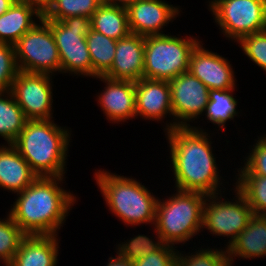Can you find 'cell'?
I'll use <instances>...</instances> for the list:
<instances>
[{"instance_id": "f1b7e54d", "label": "cell", "mask_w": 266, "mask_h": 266, "mask_svg": "<svg viewBox=\"0 0 266 266\" xmlns=\"http://www.w3.org/2000/svg\"><path fill=\"white\" fill-rule=\"evenodd\" d=\"M101 5V0H55L42 19L62 21L72 16L90 18Z\"/></svg>"}, {"instance_id": "6da1fadb", "label": "cell", "mask_w": 266, "mask_h": 266, "mask_svg": "<svg viewBox=\"0 0 266 266\" xmlns=\"http://www.w3.org/2000/svg\"><path fill=\"white\" fill-rule=\"evenodd\" d=\"M209 131L203 126L193 125L175 127L164 133L169 144L168 162L169 167L172 166L171 177L174 176L173 189L200 192L209 196L224 192L226 184L231 185L229 181H225L227 176L223 177L218 169L220 164H217L218 157L214 153L216 150L212 147L215 142L212 137L217 132Z\"/></svg>"}, {"instance_id": "8fae6325", "label": "cell", "mask_w": 266, "mask_h": 266, "mask_svg": "<svg viewBox=\"0 0 266 266\" xmlns=\"http://www.w3.org/2000/svg\"><path fill=\"white\" fill-rule=\"evenodd\" d=\"M54 78L49 74L18 72L10 92L28 120L55 119Z\"/></svg>"}, {"instance_id": "ba28073f", "label": "cell", "mask_w": 266, "mask_h": 266, "mask_svg": "<svg viewBox=\"0 0 266 266\" xmlns=\"http://www.w3.org/2000/svg\"><path fill=\"white\" fill-rule=\"evenodd\" d=\"M232 186L229 193L224 191L207 196L203 204L202 232L207 230V234L215 238L226 237L224 249L232 244L254 215L246 198L233 182ZM227 194L232 195V198L226 197Z\"/></svg>"}, {"instance_id": "d6986e66", "label": "cell", "mask_w": 266, "mask_h": 266, "mask_svg": "<svg viewBox=\"0 0 266 266\" xmlns=\"http://www.w3.org/2000/svg\"><path fill=\"white\" fill-rule=\"evenodd\" d=\"M38 178L13 144H0V187L19 193Z\"/></svg>"}, {"instance_id": "ac0fdd59", "label": "cell", "mask_w": 266, "mask_h": 266, "mask_svg": "<svg viewBox=\"0 0 266 266\" xmlns=\"http://www.w3.org/2000/svg\"><path fill=\"white\" fill-rule=\"evenodd\" d=\"M59 235H26L8 266H57Z\"/></svg>"}, {"instance_id": "d4e9b609", "label": "cell", "mask_w": 266, "mask_h": 266, "mask_svg": "<svg viewBox=\"0 0 266 266\" xmlns=\"http://www.w3.org/2000/svg\"><path fill=\"white\" fill-rule=\"evenodd\" d=\"M27 118L10 91H0V138L13 144L24 129Z\"/></svg>"}, {"instance_id": "8d00e7d4", "label": "cell", "mask_w": 266, "mask_h": 266, "mask_svg": "<svg viewBox=\"0 0 266 266\" xmlns=\"http://www.w3.org/2000/svg\"><path fill=\"white\" fill-rule=\"evenodd\" d=\"M16 0H0V16L5 13Z\"/></svg>"}, {"instance_id": "3957f363", "label": "cell", "mask_w": 266, "mask_h": 266, "mask_svg": "<svg viewBox=\"0 0 266 266\" xmlns=\"http://www.w3.org/2000/svg\"><path fill=\"white\" fill-rule=\"evenodd\" d=\"M56 119L27 120L13 145L38 177H65L73 138Z\"/></svg>"}, {"instance_id": "7c38bea8", "label": "cell", "mask_w": 266, "mask_h": 266, "mask_svg": "<svg viewBox=\"0 0 266 266\" xmlns=\"http://www.w3.org/2000/svg\"><path fill=\"white\" fill-rule=\"evenodd\" d=\"M169 84L173 129L198 124L197 121L204 116L209 101L208 87L189 71L173 78Z\"/></svg>"}, {"instance_id": "603a6c76", "label": "cell", "mask_w": 266, "mask_h": 266, "mask_svg": "<svg viewBox=\"0 0 266 266\" xmlns=\"http://www.w3.org/2000/svg\"><path fill=\"white\" fill-rule=\"evenodd\" d=\"M236 91L235 89H227V90H209V101L204 112L205 120L208 123H211L215 126L213 132L216 130L218 135L220 134L218 131L220 130L227 132L225 129L226 123L229 121H233L236 116L239 117L242 110H238V100L235 98L233 94ZM217 126V127H216ZM218 128V130H217Z\"/></svg>"}, {"instance_id": "f546056e", "label": "cell", "mask_w": 266, "mask_h": 266, "mask_svg": "<svg viewBox=\"0 0 266 266\" xmlns=\"http://www.w3.org/2000/svg\"><path fill=\"white\" fill-rule=\"evenodd\" d=\"M25 236L8 212L4 218L0 217V261L4 266L12 262Z\"/></svg>"}, {"instance_id": "277c9868", "label": "cell", "mask_w": 266, "mask_h": 266, "mask_svg": "<svg viewBox=\"0 0 266 266\" xmlns=\"http://www.w3.org/2000/svg\"><path fill=\"white\" fill-rule=\"evenodd\" d=\"M93 180L105 206L127 227L154 226L158 196L135 177L118 175L107 169H95ZM151 225V226H150Z\"/></svg>"}, {"instance_id": "5bb4252c", "label": "cell", "mask_w": 266, "mask_h": 266, "mask_svg": "<svg viewBox=\"0 0 266 266\" xmlns=\"http://www.w3.org/2000/svg\"><path fill=\"white\" fill-rule=\"evenodd\" d=\"M180 7L166 0H136L127 8L130 32L141 36L164 35L163 30L185 13Z\"/></svg>"}, {"instance_id": "e575fe53", "label": "cell", "mask_w": 266, "mask_h": 266, "mask_svg": "<svg viewBox=\"0 0 266 266\" xmlns=\"http://www.w3.org/2000/svg\"><path fill=\"white\" fill-rule=\"evenodd\" d=\"M27 2L35 8L42 16H44L54 4L55 0H21Z\"/></svg>"}, {"instance_id": "d6a6232c", "label": "cell", "mask_w": 266, "mask_h": 266, "mask_svg": "<svg viewBox=\"0 0 266 266\" xmlns=\"http://www.w3.org/2000/svg\"><path fill=\"white\" fill-rule=\"evenodd\" d=\"M19 72L14 45L0 42V91H10Z\"/></svg>"}, {"instance_id": "4316f807", "label": "cell", "mask_w": 266, "mask_h": 266, "mask_svg": "<svg viewBox=\"0 0 266 266\" xmlns=\"http://www.w3.org/2000/svg\"><path fill=\"white\" fill-rule=\"evenodd\" d=\"M233 185L244 195L255 215L266 216V177L235 175Z\"/></svg>"}, {"instance_id": "9c48e42d", "label": "cell", "mask_w": 266, "mask_h": 266, "mask_svg": "<svg viewBox=\"0 0 266 266\" xmlns=\"http://www.w3.org/2000/svg\"><path fill=\"white\" fill-rule=\"evenodd\" d=\"M205 3L220 34L234 41L233 44L248 34L266 30V0H208Z\"/></svg>"}, {"instance_id": "8992f818", "label": "cell", "mask_w": 266, "mask_h": 266, "mask_svg": "<svg viewBox=\"0 0 266 266\" xmlns=\"http://www.w3.org/2000/svg\"><path fill=\"white\" fill-rule=\"evenodd\" d=\"M180 35L145 36L144 78L171 81L188 72L191 54L202 39Z\"/></svg>"}, {"instance_id": "4fadbf2b", "label": "cell", "mask_w": 266, "mask_h": 266, "mask_svg": "<svg viewBox=\"0 0 266 266\" xmlns=\"http://www.w3.org/2000/svg\"><path fill=\"white\" fill-rule=\"evenodd\" d=\"M136 119L161 122L163 131L173 129L169 81L141 78L135 82ZM171 118L168 119L167 118ZM168 119L166 123L164 119ZM169 121V122H168ZM165 126V127H164Z\"/></svg>"}, {"instance_id": "83f0119b", "label": "cell", "mask_w": 266, "mask_h": 266, "mask_svg": "<svg viewBox=\"0 0 266 266\" xmlns=\"http://www.w3.org/2000/svg\"><path fill=\"white\" fill-rule=\"evenodd\" d=\"M202 246L192 249L194 252L178 250L176 266H231L227 251L222 245L213 248Z\"/></svg>"}, {"instance_id": "ffe728a7", "label": "cell", "mask_w": 266, "mask_h": 266, "mask_svg": "<svg viewBox=\"0 0 266 266\" xmlns=\"http://www.w3.org/2000/svg\"><path fill=\"white\" fill-rule=\"evenodd\" d=\"M124 241V242H123ZM120 243L131 253L132 266H176L178 248L147 236H132Z\"/></svg>"}, {"instance_id": "7a4b0ae2", "label": "cell", "mask_w": 266, "mask_h": 266, "mask_svg": "<svg viewBox=\"0 0 266 266\" xmlns=\"http://www.w3.org/2000/svg\"><path fill=\"white\" fill-rule=\"evenodd\" d=\"M65 178L38 177L15 194L8 213L26 235H59L79 200L77 194L65 189Z\"/></svg>"}, {"instance_id": "52a82bcc", "label": "cell", "mask_w": 266, "mask_h": 266, "mask_svg": "<svg viewBox=\"0 0 266 266\" xmlns=\"http://www.w3.org/2000/svg\"><path fill=\"white\" fill-rule=\"evenodd\" d=\"M51 28L61 61V74L78 78H96L92 69L86 36L92 30L91 19L72 16L57 20H44Z\"/></svg>"}, {"instance_id": "4dcf8cb0", "label": "cell", "mask_w": 266, "mask_h": 266, "mask_svg": "<svg viewBox=\"0 0 266 266\" xmlns=\"http://www.w3.org/2000/svg\"><path fill=\"white\" fill-rule=\"evenodd\" d=\"M254 144L249 145L248 155L243 156L240 160V168H235V175H259L266 177V133L257 136ZM251 148V149H250ZM243 164V165H242ZM237 171V172H236Z\"/></svg>"}, {"instance_id": "7402d4cb", "label": "cell", "mask_w": 266, "mask_h": 266, "mask_svg": "<svg viewBox=\"0 0 266 266\" xmlns=\"http://www.w3.org/2000/svg\"><path fill=\"white\" fill-rule=\"evenodd\" d=\"M43 16L27 2L16 0L0 16V42L14 45L27 31L32 29Z\"/></svg>"}, {"instance_id": "836d02e7", "label": "cell", "mask_w": 266, "mask_h": 266, "mask_svg": "<svg viewBox=\"0 0 266 266\" xmlns=\"http://www.w3.org/2000/svg\"><path fill=\"white\" fill-rule=\"evenodd\" d=\"M116 255H110L106 266H132L131 253L119 242L114 245Z\"/></svg>"}, {"instance_id": "30bf717a", "label": "cell", "mask_w": 266, "mask_h": 266, "mask_svg": "<svg viewBox=\"0 0 266 266\" xmlns=\"http://www.w3.org/2000/svg\"><path fill=\"white\" fill-rule=\"evenodd\" d=\"M19 71L28 73L61 74V61L50 26L42 19L15 44Z\"/></svg>"}, {"instance_id": "d590c367", "label": "cell", "mask_w": 266, "mask_h": 266, "mask_svg": "<svg viewBox=\"0 0 266 266\" xmlns=\"http://www.w3.org/2000/svg\"><path fill=\"white\" fill-rule=\"evenodd\" d=\"M135 1L136 0H101V3L103 5L119 6V7L128 8Z\"/></svg>"}, {"instance_id": "44dd1931", "label": "cell", "mask_w": 266, "mask_h": 266, "mask_svg": "<svg viewBox=\"0 0 266 266\" xmlns=\"http://www.w3.org/2000/svg\"><path fill=\"white\" fill-rule=\"evenodd\" d=\"M226 251L231 266L235 259L249 261L266 257V216L254 214Z\"/></svg>"}, {"instance_id": "484cf974", "label": "cell", "mask_w": 266, "mask_h": 266, "mask_svg": "<svg viewBox=\"0 0 266 266\" xmlns=\"http://www.w3.org/2000/svg\"><path fill=\"white\" fill-rule=\"evenodd\" d=\"M93 71L104 75L112 66L116 51L117 40L91 30L86 36Z\"/></svg>"}, {"instance_id": "5b68a950", "label": "cell", "mask_w": 266, "mask_h": 266, "mask_svg": "<svg viewBox=\"0 0 266 266\" xmlns=\"http://www.w3.org/2000/svg\"><path fill=\"white\" fill-rule=\"evenodd\" d=\"M206 197V194L200 192L177 189H174L170 196L166 195L162 199L159 197L152 236H134H147L153 241L182 249L180 247L187 246V242H193V238L202 233L203 204ZM180 244L181 246H178Z\"/></svg>"}, {"instance_id": "1f68e13d", "label": "cell", "mask_w": 266, "mask_h": 266, "mask_svg": "<svg viewBox=\"0 0 266 266\" xmlns=\"http://www.w3.org/2000/svg\"><path fill=\"white\" fill-rule=\"evenodd\" d=\"M242 53L266 74V30L248 34L237 43Z\"/></svg>"}, {"instance_id": "e0dca14e", "label": "cell", "mask_w": 266, "mask_h": 266, "mask_svg": "<svg viewBox=\"0 0 266 266\" xmlns=\"http://www.w3.org/2000/svg\"><path fill=\"white\" fill-rule=\"evenodd\" d=\"M145 36L130 33L117 40L114 61L104 76L111 79L138 81L143 78Z\"/></svg>"}, {"instance_id": "2e32d148", "label": "cell", "mask_w": 266, "mask_h": 266, "mask_svg": "<svg viewBox=\"0 0 266 266\" xmlns=\"http://www.w3.org/2000/svg\"><path fill=\"white\" fill-rule=\"evenodd\" d=\"M94 79L105 85L95 98L97 106L101 108L109 123L119 125L128 123L129 120H136L134 81L111 79L104 75Z\"/></svg>"}, {"instance_id": "9a60e30c", "label": "cell", "mask_w": 266, "mask_h": 266, "mask_svg": "<svg viewBox=\"0 0 266 266\" xmlns=\"http://www.w3.org/2000/svg\"><path fill=\"white\" fill-rule=\"evenodd\" d=\"M201 41L193 50L188 71L197 77L209 90L237 88L236 73L231 61L224 55L205 48Z\"/></svg>"}, {"instance_id": "cb8c5ba5", "label": "cell", "mask_w": 266, "mask_h": 266, "mask_svg": "<svg viewBox=\"0 0 266 266\" xmlns=\"http://www.w3.org/2000/svg\"><path fill=\"white\" fill-rule=\"evenodd\" d=\"M90 19L92 30L112 39L120 40L131 33L127 8L102 4Z\"/></svg>"}]
</instances>
